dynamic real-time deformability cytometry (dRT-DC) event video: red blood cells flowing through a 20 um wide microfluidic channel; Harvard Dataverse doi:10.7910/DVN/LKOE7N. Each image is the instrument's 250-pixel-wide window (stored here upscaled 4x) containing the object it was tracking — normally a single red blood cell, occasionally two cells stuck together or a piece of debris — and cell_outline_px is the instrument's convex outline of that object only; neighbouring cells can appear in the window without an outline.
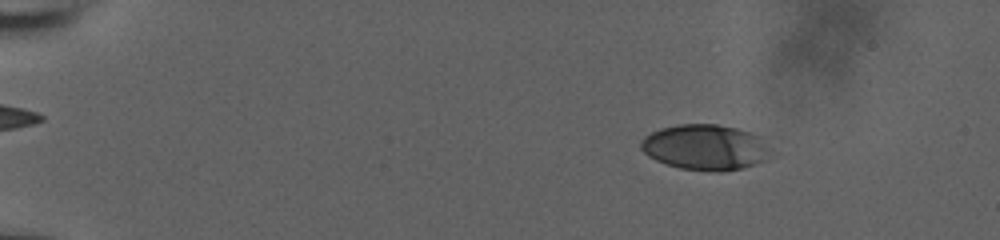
{"species": "human", "species_latin": "Homo sapiens", "temperature_condition": "room temperature", "stored_images_in_passage": 11, "camera_frame_rate_fps": 3000, "um_per_image_px": 0.085, "donor": {"sex": "male"}, "frame": {"image": 1, "passage_image": 2, "time_ms": 0.333, "image_size_px": [1000, 240], "cell_outline_px": [[772, 156], [768, 160], [744, 168], [720, 172], [712, 172], [680, 168], [656, 160], [648, 156], [640, 148], [640, 140], [644, 136], [660, 128], [680, 124], [716, 124], [736, 128], [760, 136], [768, 148]], "centroid_in_image_um": [59.96, 12.53], "position_along_channel_um": 25.0, "area_um2": 34.68}}
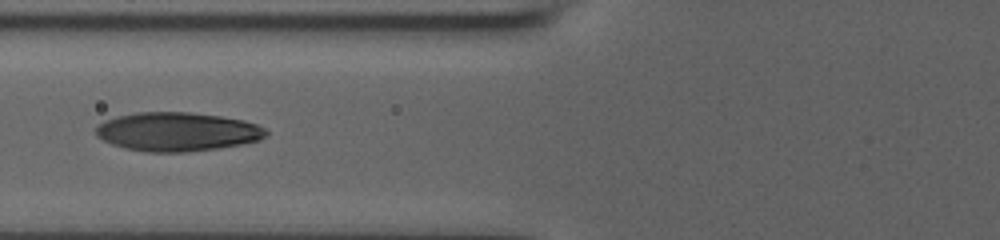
{"frame": {"image": 2, "passage_image": 8, "time_ms": 2.333, "image_size_px": [1000, 240], "cell_outline_px": [[268, 132], [260, 140], [240, 144], [216, 148], [188, 152], [144, 152], [124, 148], [112, 144], [96, 136], [96, 124], [104, 120], [116, 116], [136, 112], [188, 112], [220, 116], [244, 120], [256, 124], [264, 128]], "centroid_in_image_um": [15.02, 11.19], "position_along_channel_um": 110.8, "area_um2": 38.61}}
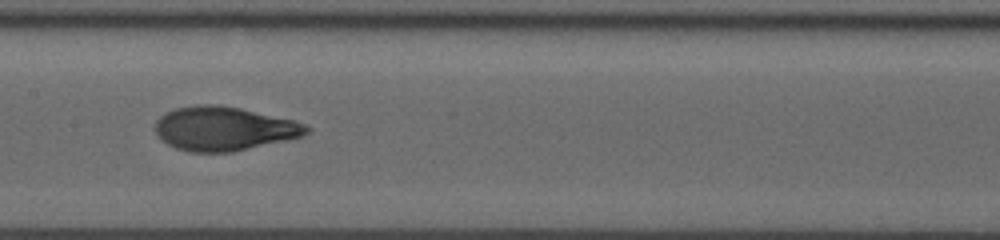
{"frame": {"image": 3, "passage_image": 10, "time_ms": 3.0, "image_size_px": [1000, 240], "cell_outline_px": [[312, 128], [304, 136], [232, 152], [188, 152], [176, 148], [168, 144], [156, 132], [156, 120], [160, 116], [176, 108], [196, 104], [216, 104], [240, 108], [292, 120], [308, 124]], "centroid_in_image_um": [19.06, 10.93], "position_along_channel_um": 188.3, "area_um2": 38.61}}